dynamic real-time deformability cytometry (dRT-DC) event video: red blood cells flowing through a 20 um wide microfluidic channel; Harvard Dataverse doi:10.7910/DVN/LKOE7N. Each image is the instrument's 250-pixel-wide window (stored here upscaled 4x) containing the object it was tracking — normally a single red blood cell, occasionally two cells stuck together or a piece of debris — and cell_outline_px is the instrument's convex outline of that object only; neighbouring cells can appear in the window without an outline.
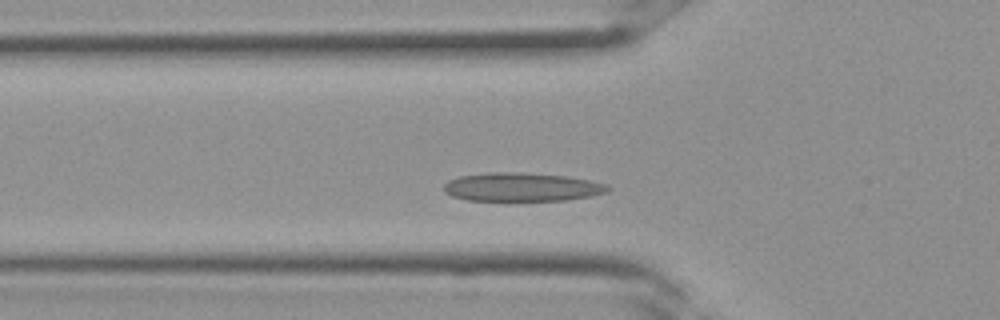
{"species": "Egyptian fruit bat (a non-hibernating species)", "species_latin": "Rousettus aegyptiacus", "temperature_condition": "room temperature", "stored_images_in_passage": 9, "camera_frame_rate_fps": 3000, "um_per_image_px": 0.085, "frame": {"image": 1, "passage_image": 6, "time_ms": 1.667, "image_size_px": [1000, 320], "cell_outline_px": [[612, 188], [608, 192], [592, 196], [568, 200], [468, 200], [452, 196], [444, 192], [444, 184], [448, 180], [460, 176], [488, 172], [520, 172], [568, 176], [588, 180], [604, 184]], "centroid_in_image_um": [44.36, 15.89], "position_along_channel_um": 81.4, "area_um2": 27.34}}
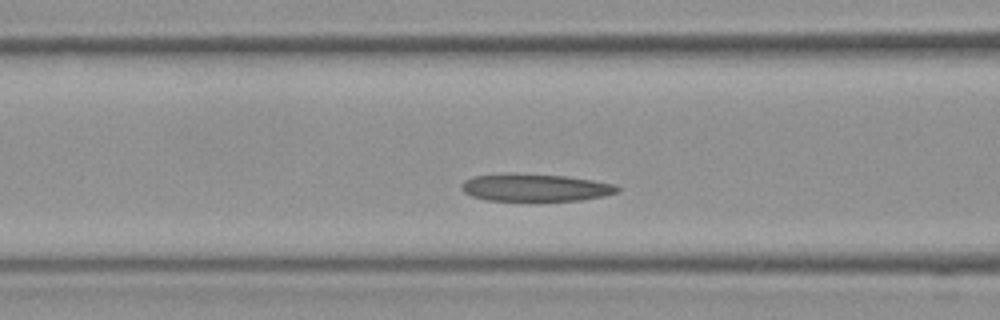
{"frame": {"image": 2, "passage_image": 8, "time_ms": 2.333, "image_size_px": [1000, 320], "cell_outline_px": [[620, 188], [616, 192], [604, 196], [580, 200], [484, 200], [472, 196], [464, 192], [460, 188], [460, 184], [464, 180], [472, 176], [564, 176], [592, 180], [616, 184]], "centroid_in_image_um": [45.52, 15.98], "position_along_channel_um": 121.1, "area_um2": 23.76}}